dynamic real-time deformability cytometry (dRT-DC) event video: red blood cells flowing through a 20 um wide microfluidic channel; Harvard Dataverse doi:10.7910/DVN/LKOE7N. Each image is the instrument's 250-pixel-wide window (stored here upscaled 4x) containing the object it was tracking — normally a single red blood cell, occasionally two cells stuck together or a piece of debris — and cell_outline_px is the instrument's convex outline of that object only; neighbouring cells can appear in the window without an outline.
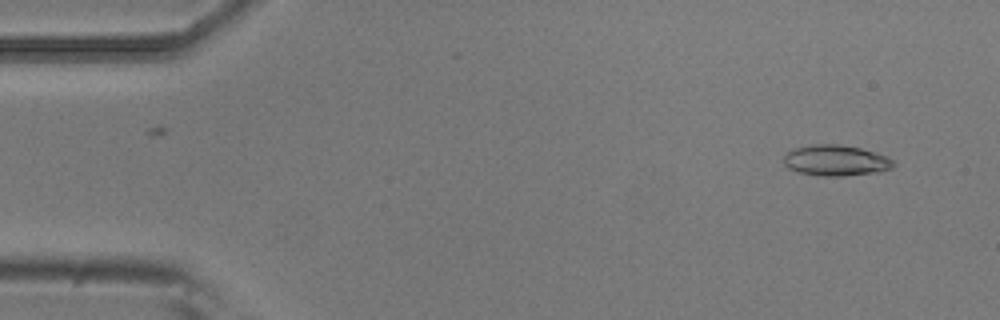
{"species": "common noctule bat (a hibernating species)", "species_latin": "Nyctalus noctula", "temperature_condition": "room temperature", "stored_images_in_passage": 4, "camera_frame_rate_fps": 3000, "um_per_image_px": 0.085, "animal": {"sex": "male", "body_mass_g": 20.5, "forearm_length_mm": 52.5}, "frame": {"image": 1, "passage_image": 1, "time_ms": 0.0, "image_size_px": [1000, 320], "cell_outline_px": [[896, 164], [892, 168], [880, 172], [844, 176], [824, 176], [796, 172], [788, 168], [784, 164], [784, 156], [792, 148], [812, 144], [840, 144], [860, 148], [888, 156]], "centroid_in_image_um": [71.05, 13.64], "position_along_channel_um": 14.0, "area_um2": 19.94}}
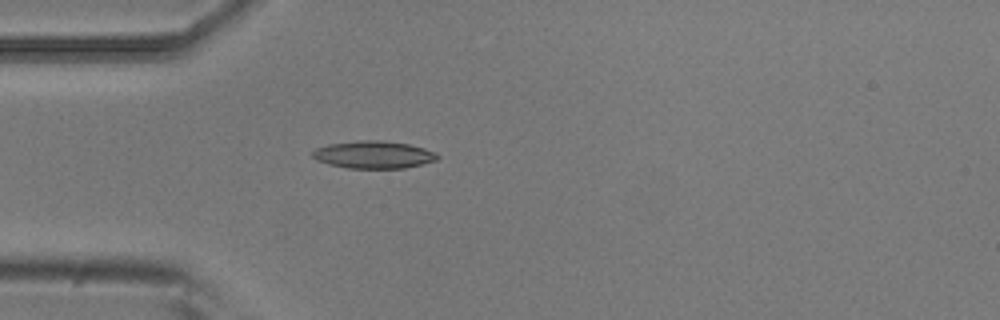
{"frame": {"image": 2, "passage_image": 4, "time_ms": 1.0, "image_size_px": [1000, 320], "cell_outline_px": [[440, 156], [436, 160], [404, 168], [348, 168], [328, 164], [316, 160], [312, 156], [312, 152], [316, 148], [328, 144], [356, 140], [380, 140], [408, 144], [424, 148], [436, 152]], "centroid_in_image_um": [31.73, 13.14], "position_along_channel_um": 53.3, "area_um2": 20.0}}